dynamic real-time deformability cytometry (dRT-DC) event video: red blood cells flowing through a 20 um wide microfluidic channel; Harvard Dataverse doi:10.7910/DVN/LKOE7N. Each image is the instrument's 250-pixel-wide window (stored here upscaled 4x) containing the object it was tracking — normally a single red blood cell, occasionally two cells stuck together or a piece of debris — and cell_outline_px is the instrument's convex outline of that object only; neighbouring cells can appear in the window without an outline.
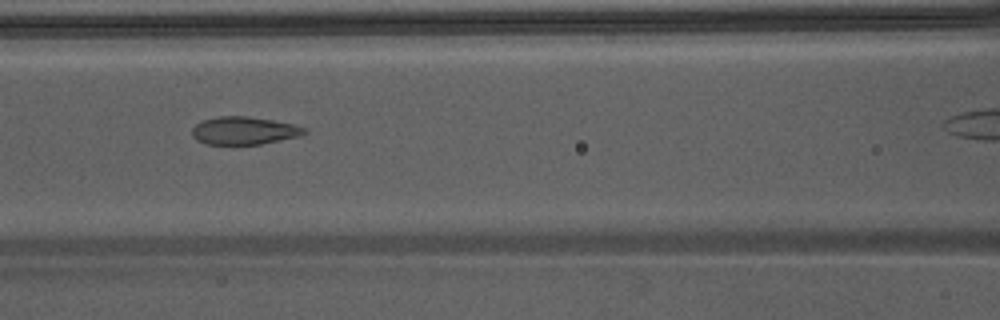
{"species": "Egyptian fruit bat (a non-hibernating species)", "species_latin": "Rousettus aegyptiacus", "temperature_condition": "warm", "stored_images_in_passage": 27, "camera_frame_rate_fps": 3000, "um_per_image_px": 0.085, "animal": {"sex": "male"}, "frame": {"image": 1, "passage_image": 7, "time_ms": 2.0, "image_size_px": [1000, 320], "cell_outline_px": [[308, 132], [300, 136], [260, 144], [204, 144], [196, 140], [192, 136], [192, 128], [200, 120], [216, 116], [248, 116], [272, 120], [292, 124], [308, 128]], "centroid_in_image_um": [20.72, 11.1], "position_along_channel_um": 145.9, "area_um2": 18.38}}
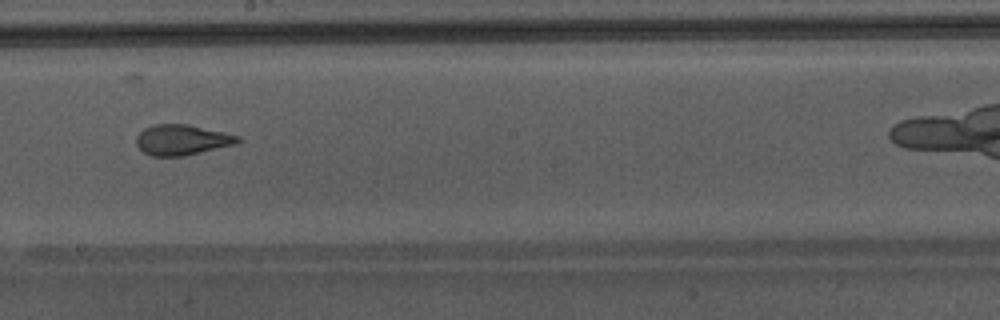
{"frame": {"image": 2, "passage_image": 13, "time_ms": 4.0, "image_size_px": [1000, 320], "cell_outline_px": [[244, 140], [232, 144], [184, 156], [152, 156], [144, 152], [136, 144], [136, 136], [144, 128], [152, 124], [188, 124], [224, 132], [240, 136]], "centroid_in_image_um": [15.44, 11.87], "position_along_channel_um": 232.8, "area_um2": 17.92}}
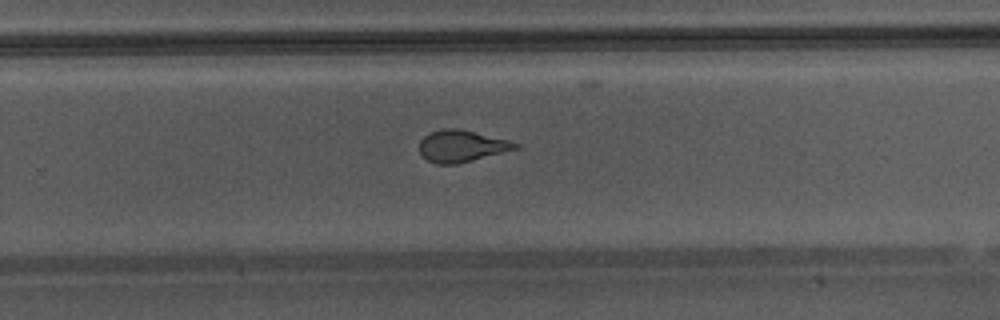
{"frame": {"image": 3, "passage_image": 17, "time_ms": 5.333, "image_size_px": [1000, 320], "cell_outline_px": [[520, 148], [456, 164], [436, 164], [428, 160], [420, 152], [420, 140], [424, 136], [432, 132], [444, 128], [456, 128], [508, 140], [520, 144]], "centroid_in_image_um": [39.24, 12.42], "position_along_channel_um": 290.6, "area_um2": 17.46}}